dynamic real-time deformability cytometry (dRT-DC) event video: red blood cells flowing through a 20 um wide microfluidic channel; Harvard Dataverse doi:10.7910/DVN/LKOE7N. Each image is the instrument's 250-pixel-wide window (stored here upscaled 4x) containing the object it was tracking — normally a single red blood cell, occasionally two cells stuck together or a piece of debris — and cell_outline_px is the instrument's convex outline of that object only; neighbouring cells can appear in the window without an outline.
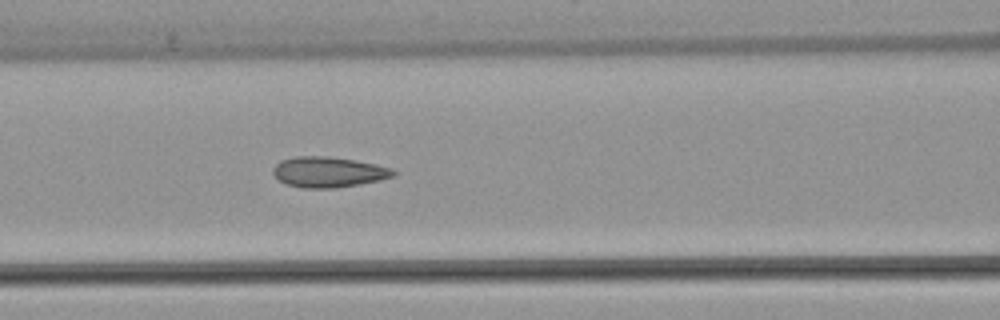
{"species": "common noctule bat (a hibernating species)", "species_latin": "Nyctalus noctula", "temperature_condition": "warm", "stored_images_in_passage": 51, "camera_frame_rate_fps": 3000, "um_per_image_px": 0.085, "animal": {"sex": "female", "body_mass_g": 22.7, "forearm_length_mm": 54.2}, "frame": {"image": 1, "passage_image": 22, "time_ms": 7.0, "image_size_px": [1000, 320], "cell_outline_px": [[396, 172], [392, 176], [380, 180], [336, 188], [304, 188], [288, 184], [280, 180], [272, 172], [272, 168], [280, 160], [296, 156], [328, 156], [356, 160], [376, 164], [392, 168]], "centroid_in_image_um": [27.91, 14.61], "position_along_channel_um": 138.7, "area_um2": 21.33}, "authors_computed_cell_mechanics": {"area_um2": 21.3282, "velocity_mm_per_s": 4.0645, "shape_relaxation_time_tau1_ms": null, "shape_relaxation_time_tau2_ms": 1.2895, "deformation_change_tau1": null, "deformation_change_tau2": 0.0687}}